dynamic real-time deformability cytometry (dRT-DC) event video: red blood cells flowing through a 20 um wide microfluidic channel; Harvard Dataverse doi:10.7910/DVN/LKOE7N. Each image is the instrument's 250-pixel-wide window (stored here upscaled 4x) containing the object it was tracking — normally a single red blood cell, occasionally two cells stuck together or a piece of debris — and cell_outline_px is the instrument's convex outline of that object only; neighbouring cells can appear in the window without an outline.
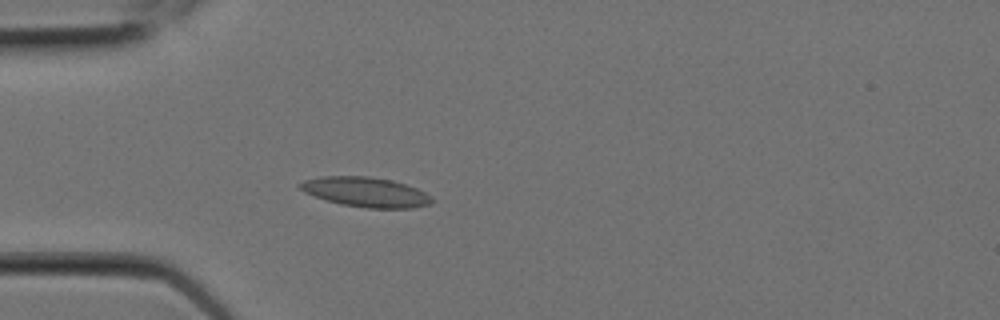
{"species": "Egyptian fruit bat (a non-hibernating species)", "species_latin": "Rousettus aegyptiacus", "temperature_condition": "room temperature", "stored_images_in_passage": 5, "camera_frame_rate_fps": 3000, "um_per_image_px": 0.085, "animal": {"sex": "female"}, "frame": {"image": 1, "passage_image": 5, "time_ms": 1.333, "image_size_px": [1000, 320], "cell_outline_px": [[432, 204], [412, 208], [368, 208], [340, 204], [304, 192], [296, 184], [304, 180], [320, 176], [368, 176], [392, 180], [416, 188], [432, 196]], "centroid_in_image_um": [31.08, 16.32], "position_along_channel_um": 53.9, "area_um2": 22.83}}